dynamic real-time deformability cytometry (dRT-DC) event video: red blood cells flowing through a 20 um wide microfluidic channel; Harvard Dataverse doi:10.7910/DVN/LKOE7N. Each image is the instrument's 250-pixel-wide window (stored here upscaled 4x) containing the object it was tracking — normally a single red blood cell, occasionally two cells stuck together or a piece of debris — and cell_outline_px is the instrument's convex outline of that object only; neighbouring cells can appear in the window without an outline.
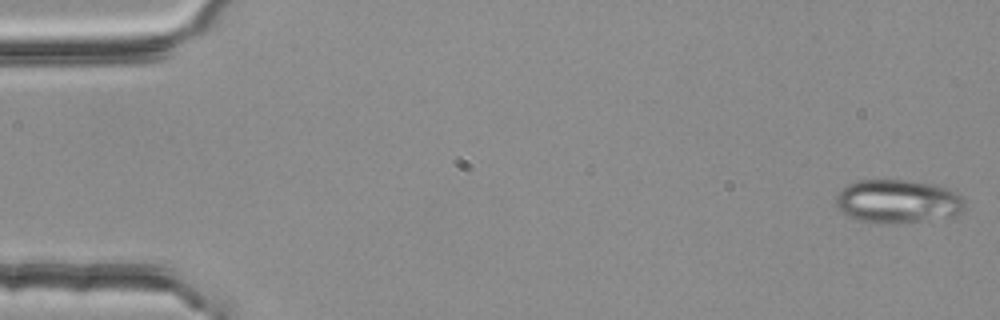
{"species": "common noctule bat (a hibernating species)", "species_latin": "Nyctalus noctula", "temperature_condition": "room temperature", "stored_images_in_passage": 54, "camera_frame_rate_fps": 3000, "um_per_image_px": 0.085, "animal": {"sex": "female", "body_mass_g": 25.1}, "frame": {"image": 1, "passage_image": 1, "time_ms": 0.0, "image_size_px": [1000, 320], "cell_outline_px": [[964, 208], [956, 216], [888, 224], [884, 224], [860, 220], [848, 216], [836, 204], [836, 196], [848, 184], [856, 180], [908, 180], [932, 184], [956, 192], [964, 200]], "centroid_in_image_um": [76.31, 17.11], "position_along_channel_um": 8.7, "area_um2": 32.31}}
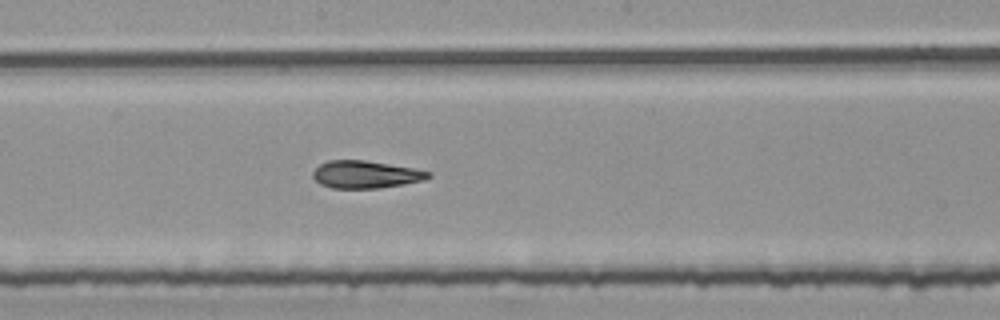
{"frame": {"image": 2, "passage_image": 29, "time_ms": 9.333, "image_size_px": [1000, 320], "cell_outline_px": [[432, 176], [424, 180], [404, 184], [380, 188], [332, 188], [320, 184], [312, 176], [312, 172], [320, 164], [328, 160], [364, 160], [412, 168], [432, 172]], "centroid_in_image_um": [31.07, 14.83], "position_along_channel_um": 217.1, "area_um2": 18.44}}
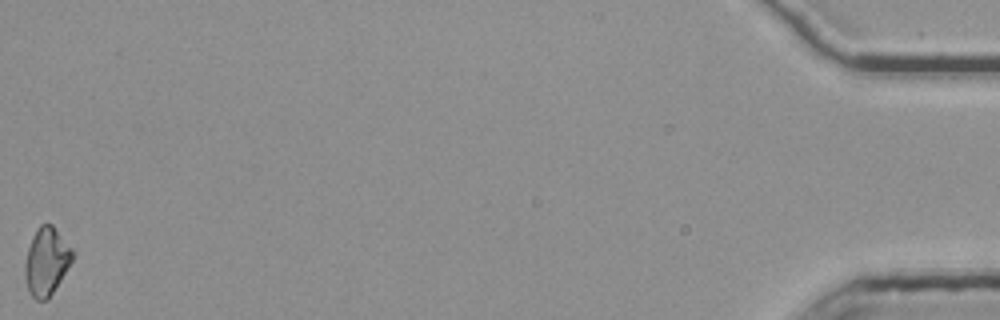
{"frame": {"image": 3, "passage_image": 54, "time_ms": 17.667, "image_size_px": [1000, 320], "cell_outline_px": [[72, 260], [48, 300], [36, 300], [32, 296], [28, 288], [24, 276], [24, 268], [28, 248], [32, 236], [36, 228], [40, 224], [52, 224], [72, 248]], "centroid_in_image_um": [3.93, 22.21], "position_along_channel_um": 431.3, "area_um2": 18.55}, "authors_computed_cell_mechanics": {"area_um2": 19.074, "velocity_mm_per_s": 3.7877, "shape_relaxation_time_tau1_ms": null, "shape_relaxation_time_tau2_ms": 3.0092, "deformation_change_tau1": null, "deformation_change_tau2": 0.0837}}